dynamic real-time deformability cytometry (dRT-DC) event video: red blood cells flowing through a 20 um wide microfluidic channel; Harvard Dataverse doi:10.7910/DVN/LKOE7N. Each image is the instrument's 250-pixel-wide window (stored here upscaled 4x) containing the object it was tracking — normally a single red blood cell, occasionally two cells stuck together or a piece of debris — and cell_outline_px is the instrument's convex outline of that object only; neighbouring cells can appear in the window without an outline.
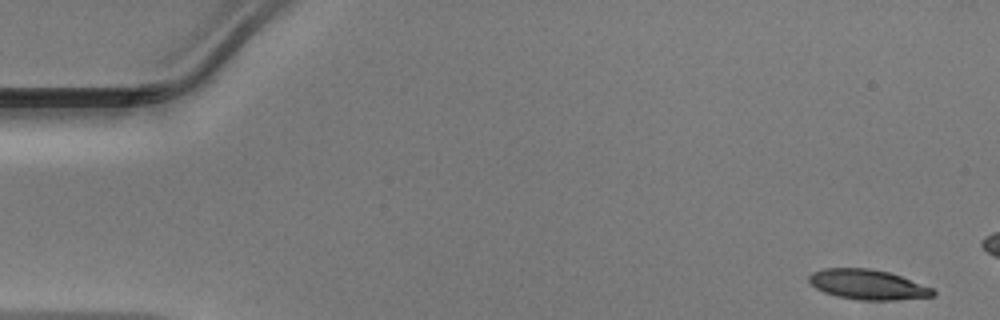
{"species": "Egyptian fruit bat (a non-hibernating species)", "species_latin": "Rousettus aegyptiacus", "temperature_condition": "warm", "stored_images_in_passage": 42, "camera_frame_rate_fps": 3000, "um_per_image_px": 0.085, "animal": {"sex": "male"}, "frame": {"image": 1, "passage_image": 1, "time_ms": 0.0, "image_size_px": [1000, 320], "cell_outline_px": [[936, 296], [896, 300], [860, 300], [836, 296], [824, 292], [816, 288], [808, 280], [808, 276], [812, 272], [824, 268], [868, 268], [888, 272], [900, 276], [932, 288], [936, 292]], "centroid_in_image_um": [73.75, 24.19], "position_along_channel_um": 11.3, "area_um2": 21.62}}
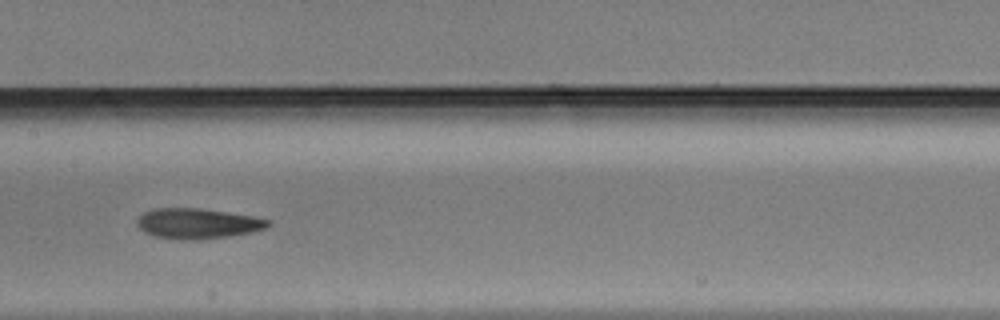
{"frame": {"image": 2, "passage_image": 23, "time_ms": 7.333, "image_size_px": [1000, 320], "cell_outline_px": [[272, 224], [268, 228], [252, 232], [228, 236], [196, 240], [176, 240], [156, 236], [144, 232], [136, 224], [136, 220], [144, 212], [152, 208], [200, 208], [228, 212], [252, 216], [272, 220]], "centroid_in_image_um": [16.81, 19.0], "position_along_channel_um": 190.6, "area_um2": 23.41}}
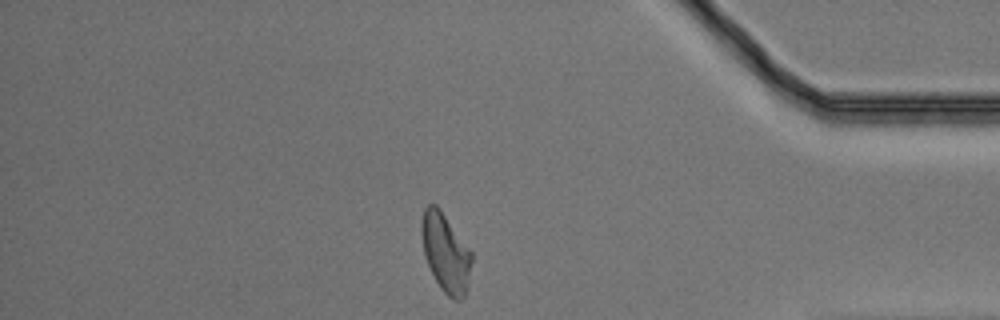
{"frame": {"image": 3, "passage_image": 40, "time_ms": 13.0, "image_size_px": [1000, 320], "cell_outline_px": [[472, 260], [468, 284], [464, 296], [460, 300], [456, 300], [448, 296], [440, 288], [424, 256], [420, 232], [420, 224], [424, 208], [428, 204], [436, 204], [440, 208], [472, 252]], "centroid_in_image_um": [37.86, 21.45], "position_along_channel_um": 397.3, "area_um2": 23.0}}